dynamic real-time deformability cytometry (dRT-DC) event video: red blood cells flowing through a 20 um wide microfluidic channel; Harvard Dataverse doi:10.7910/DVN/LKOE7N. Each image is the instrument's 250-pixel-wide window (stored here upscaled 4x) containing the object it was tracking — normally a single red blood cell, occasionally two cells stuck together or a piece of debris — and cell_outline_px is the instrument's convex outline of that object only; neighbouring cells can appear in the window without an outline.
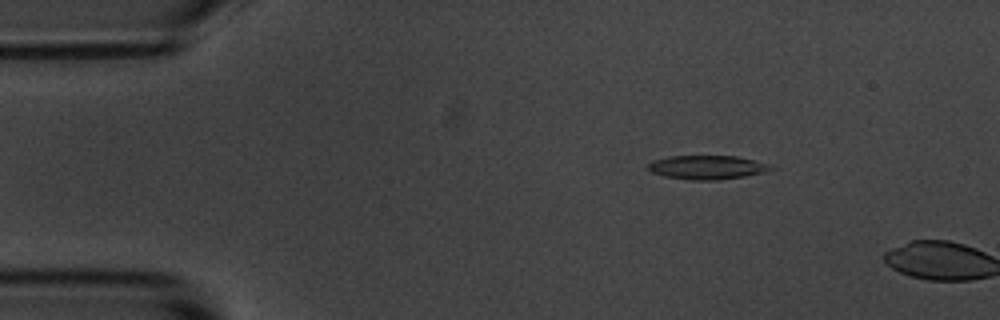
{"species": "common noctule bat (a hibernating species)", "species_latin": "Nyctalus noctula", "temperature_condition": "room temperature", "stored_images_in_passage": 4, "camera_frame_rate_fps": 3000, "um_per_image_px": 0.085, "animal": {"sex": "male", "body_mass_g": 20.1, "forearm_length_mm": 53.5}, "frame": {"image": 1, "passage_image": 3, "time_ms": 2.333, "image_size_px": [1000, 320], "cell_outline_px": [[776, 168], [764, 172], [744, 176], [716, 180], [692, 180], [664, 176], [652, 172], [648, 168], [648, 164], [652, 160], [668, 156], [736, 156], [756, 160], [768, 164]], "centroid_in_image_um": [60.1, 14.21], "position_along_channel_um": 24.9, "area_um2": 17.05}}